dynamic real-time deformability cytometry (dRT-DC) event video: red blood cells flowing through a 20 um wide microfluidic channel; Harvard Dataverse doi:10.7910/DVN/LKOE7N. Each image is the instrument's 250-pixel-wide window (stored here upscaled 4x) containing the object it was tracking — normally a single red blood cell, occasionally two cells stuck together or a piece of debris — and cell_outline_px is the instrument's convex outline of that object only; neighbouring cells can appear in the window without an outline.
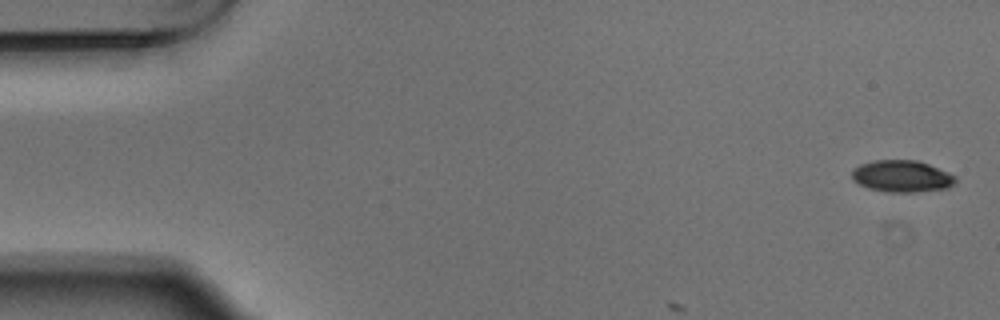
{"species": "Egyptian fruit bat (a non-hibernating species)", "species_latin": "Rousettus aegyptiacus", "temperature_condition": "warm", "stored_images_in_passage": 4, "camera_frame_rate_fps": 3000, "um_per_image_px": 0.085, "animal": {"sex": "male"}, "frame": {"image": 1, "passage_image": 1, "time_ms": 0.0, "image_size_px": [1000, 320], "cell_outline_px": [[956, 184], [948, 188], [916, 192], [888, 192], [868, 188], [852, 180], [852, 172], [860, 164], [876, 160], [916, 160], [928, 164], [948, 172], [956, 176]], "centroid_in_image_um": [76.69, 14.99], "position_along_channel_um": 8.3, "area_um2": 19.19}}
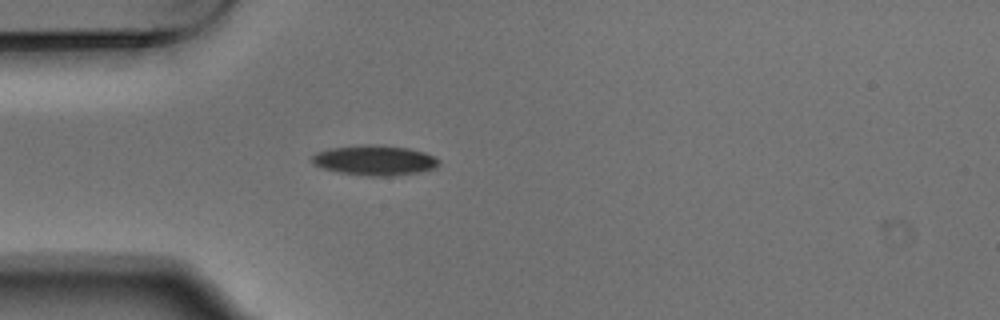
{"frame": {"image": 2, "passage_image": 4, "time_ms": 1.0, "image_size_px": [1000, 320], "cell_outline_px": [[440, 164], [436, 168], [420, 172], [392, 176], [368, 176], [336, 172], [312, 164], [312, 156], [316, 152], [328, 148], [364, 144], [376, 144], [408, 148], [424, 152], [440, 160]], "centroid_in_image_um": [31.84, 13.62], "position_along_channel_um": 53.2, "area_um2": 22.48}}